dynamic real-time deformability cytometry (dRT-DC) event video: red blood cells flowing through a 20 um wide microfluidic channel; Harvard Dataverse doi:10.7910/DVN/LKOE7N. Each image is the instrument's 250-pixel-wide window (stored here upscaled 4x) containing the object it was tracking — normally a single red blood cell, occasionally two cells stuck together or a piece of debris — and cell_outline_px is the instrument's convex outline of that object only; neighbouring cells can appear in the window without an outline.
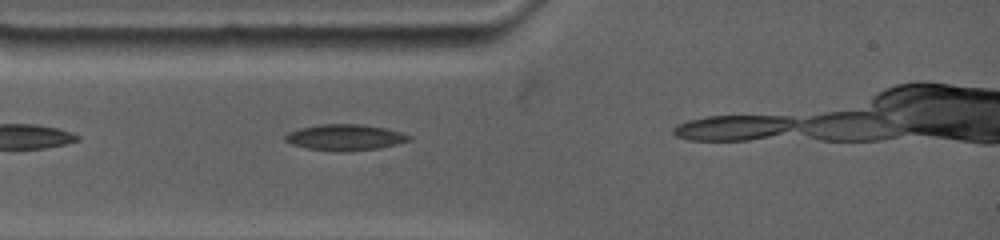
{"species": "common noctule bat (a hibernating species)", "species_latin": "Nyctalus noctula", "temperature_condition": "warm", "stored_images_in_passage": 7, "camera_frame_rate_fps": 4500, "um_per_image_px": 0.085, "animal": {"sex": "female", "body_mass_g": 19.0, "forearm_length_mm": 53.3}, "frame": {"image": 1, "passage_image": 2, "time_ms": 0.222, "image_size_px": [1000, 240], "cell_outline_px": [[412, 140], [380, 148], [348, 152], [336, 152], [304, 148], [292, 144], [284, 140], [284, 136], [288, 132], [300, 128], [320, 124], [360, 124], [384, 128], [400, 132], [412, 136]], "centroid_in_image_um": [29.31, 11.69], "position_along_channel_um": 55.7, "area_um2": 19.02}}